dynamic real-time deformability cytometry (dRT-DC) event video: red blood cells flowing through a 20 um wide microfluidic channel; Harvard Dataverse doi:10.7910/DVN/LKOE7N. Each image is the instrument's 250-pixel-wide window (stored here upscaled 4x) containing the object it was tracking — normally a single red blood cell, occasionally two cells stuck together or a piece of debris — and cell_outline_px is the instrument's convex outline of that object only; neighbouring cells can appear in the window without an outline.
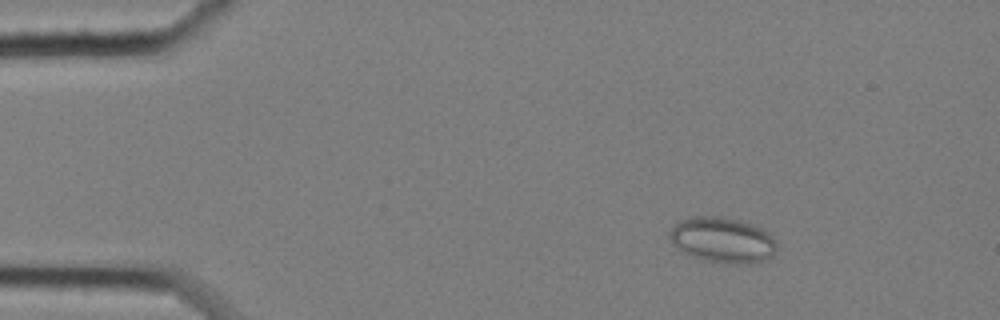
{"species": "common noctule bat (a hibernating species)", "species_latin": "Nyctalus noctula", "temperature_condition": "cold", "stored_images_in_passage": 58, "camera_frame_rate_fps": 3000, "um_per_image_px": 0.085, "animal": {"sex": "female", "body_mass_g": 25.1}, "frame": {"image": 1, "passage_image": 8, "time_ms": 2.333, "image_size_px": [1000, 320], "cell_outline_px": [[776, 248], [772, 256], [768, 260], [760, 264], [728, 264], [704, 260], [692, 256], [684, 252], [668, 236], [668, 232], [672, 224], [676, 220], [692, 216], [720, 216], [740, 220], [752, 224], [768, 232], [776, 240]], "centroid_in_image_um": [61.43, 20.4], "position_along_channel_um": 23.6, "area_um2": 28.96}}
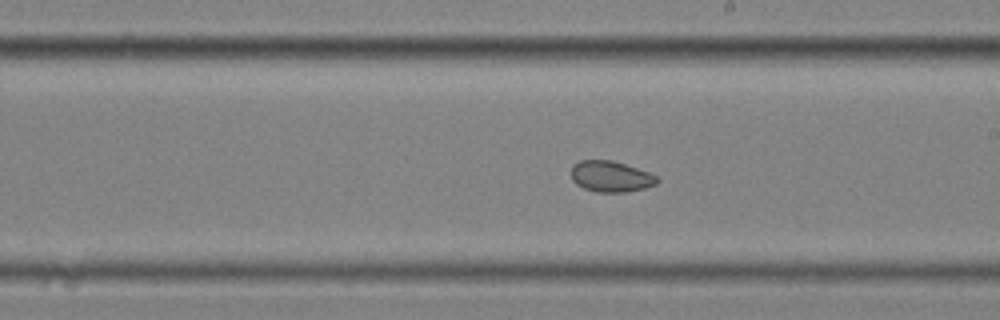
{"frame": {"image": 2, "passage_image": 33, "time_ms": 10.667, "image_size_px": [1000, 320], "cell_outline_px": [[660, 180], [656, 184], [644, 188], [624, 192], [596, 192], [584, 188], [576, 184], [572, 180], [572, 164], [580, 160], [612, 160], [660, 176]], "centroid_in_image_um": [51.92, 15.0], "position_along_channel_um": 237.1, "area_um2": 15.55}}
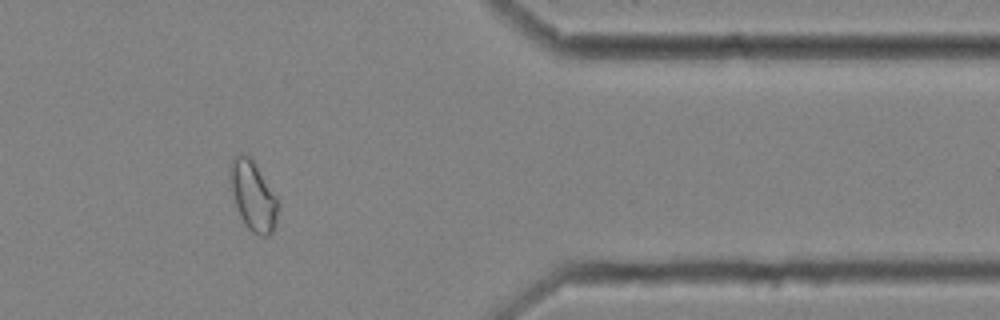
{"frame": {"image": 3, "passage_image": 48, "time_ms": 15.667, "image_size_px": [1000, 320], "cell_outline_px": [[276, 224], [272, 232], [268, 236], [260, 236], [252, 232], [244, 224], [240, 216], [236, 204], [228, 176], [228, 168], [232, 156], [240, 152], [248, 152], [276, 196]], "centroid_in_image_um": [21.46, 16.57], "position_along_channel_um": 389.9, "area_um2": 19.54}, "authors_computed_cell_mechanics": {"area_um2": 19.5942, "velocity_mm_per_s": 3.4472, "shape_relaxation_time_tau1_ms": null, "shape_relaxation_time_tau2_ms": 3.2626, "deformation_change_tau1": null, "deformation_change_tau2": 0.0623}}